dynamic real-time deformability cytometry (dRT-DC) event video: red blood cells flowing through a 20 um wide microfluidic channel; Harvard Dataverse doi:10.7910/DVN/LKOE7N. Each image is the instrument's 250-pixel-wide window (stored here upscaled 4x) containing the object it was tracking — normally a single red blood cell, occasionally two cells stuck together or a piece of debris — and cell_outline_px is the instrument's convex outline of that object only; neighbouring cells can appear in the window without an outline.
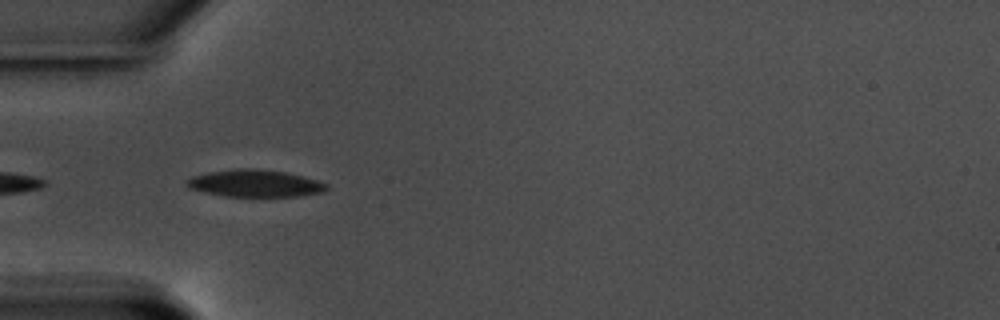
{"species": "common noctule bat (a hibernating species)", "species_latin": "Nyctalus noctula", "temperature_condition": "warm", "stored_images_in_passage": 4, "camera_frame_rate_fps": 3000, "um_per_image_px": 0.085, "animal": {"sex": "male", "body_mass_g": 17.5, "forearm_length_mm": 52.3}, "frame": {"image": 1, "passage_image": 2, "time_ms": 0.333, "image_size_px": [1000, 320], "cell_outline_px": [[328, 188], [324, 192], [300, 196], [224, 196], [188, 188], [188, 180], [192, 176], [208, 172], [236, 168], [256, 168], [284, 172], [304, 176], [328, 184]], "centroid_in_image_um": [21.71, 15.58], "position_along_channel_um": 63.3, "area_um2": 22.02}}